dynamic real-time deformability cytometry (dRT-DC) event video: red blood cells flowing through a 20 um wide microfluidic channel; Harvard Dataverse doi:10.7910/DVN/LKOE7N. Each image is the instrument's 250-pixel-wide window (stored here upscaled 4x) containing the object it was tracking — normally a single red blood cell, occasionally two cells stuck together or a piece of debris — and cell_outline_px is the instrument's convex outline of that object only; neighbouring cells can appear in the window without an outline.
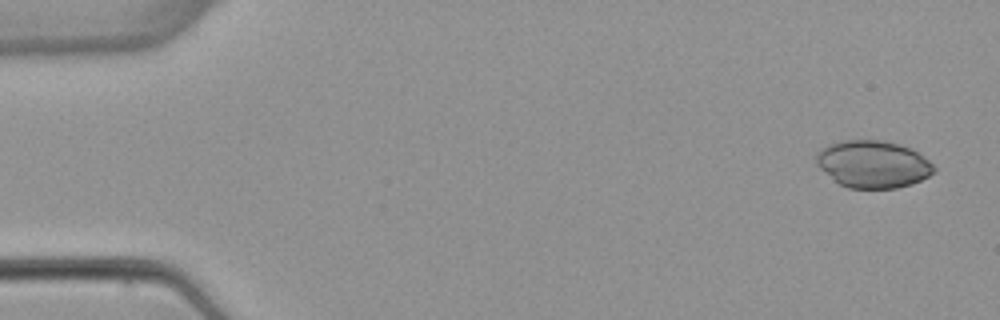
{"species": "common noctule bat (a hibernating species)", "species_latin": "Nyctalus noctula", "temperature_condition": "warm", "stored_images_in_passage": 4, "camera_frame_rate_fps": 3000, "um_per_image_px": 0.085, "animal": {"sex": "female", "body_mass_g": 22.7, "forearm_length_mm": 54.2}, "frame": {"image": 1, "passage_image": 1, "time_ms": 0.0, "image_size_px": [1000, 320], "cell_outline_px": [[936, 172], [912, 184], [896, 188], [848, 188], [840, 184], [820, 168], [816, 160], [816, 152], [820, 148], [828, 144], [844, 140], [884, 140], [900, 144], [912, 148], [928, 160], [936, 168]], "centroid_in_image_um": [74.22, 13.94], "position_along_channel_um": 10.8, "area_um2": 32.48}}
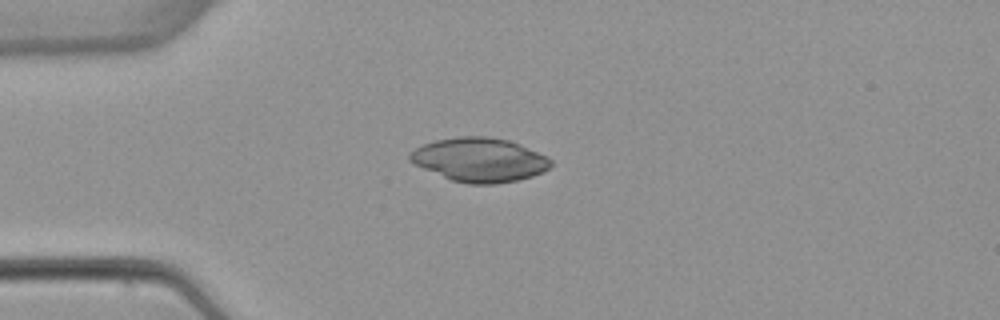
{"frame": {"image": 2, "passage_image": 4, "time_ms": 3.667, "image_size_px": [1000, 320], "cell_outline_px": [[552, 164], [544, 172], [532, 176], [516, 180], [496, 184], [468, 184], [452, 180], [424, 168], [408, 160], [408, 152], [424, 144], [436, 140], [460, 136], [488, 136], [508, 140], [520, 144], [548, 156], [552, 160]], "centroid_in_image_um": [40.78, 13.57], "position_along_channel_um": 44.2, "area_um2": 36.07}}